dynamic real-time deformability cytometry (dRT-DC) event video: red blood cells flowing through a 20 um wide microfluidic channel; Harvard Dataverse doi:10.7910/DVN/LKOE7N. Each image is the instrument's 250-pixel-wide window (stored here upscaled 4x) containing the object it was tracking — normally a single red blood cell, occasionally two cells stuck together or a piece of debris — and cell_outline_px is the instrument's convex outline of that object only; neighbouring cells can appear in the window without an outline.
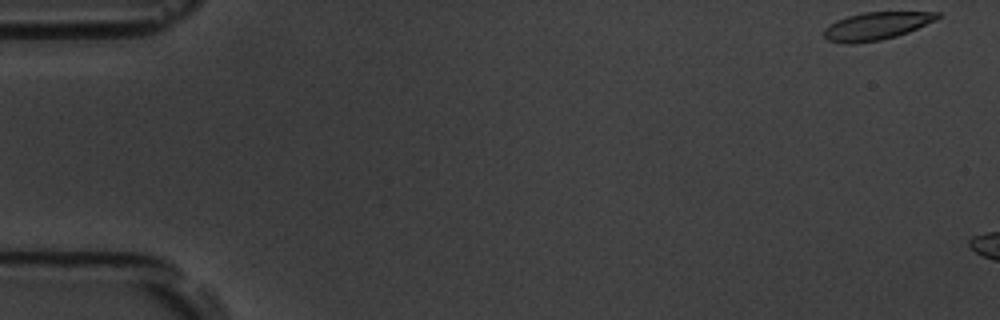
{"species": "common noctule bat (a hibernating species)", "species_latin": "Nyctalus noctula", "temperature_condition": "room temperature", "stored_images_in_passage": 7, "camera_frame_rate_fps": 3000, "um_per_image_px": 0.085, "animal": {"sex": "male", "body_mass_g": 19.5, "forearm_length_mm": 54.6}, "frame": {"image": 1, "passage_image": 1, "time_ms": 0.0, "image_size_px": [1000, 320], "cell_outline_px": [[940, 16], [936, 20], [908, 32], [896, 36], [880, 40], [856, 44], [844, 44], [828, 40], [824, 36], [824, 28], [836, 20], [848, 16], [864, 12], [940, 12]], "centroid_in_image_um": [74.47, 2.22], "position_along_channel_um": 10.5, "area_um2": 18.32}}